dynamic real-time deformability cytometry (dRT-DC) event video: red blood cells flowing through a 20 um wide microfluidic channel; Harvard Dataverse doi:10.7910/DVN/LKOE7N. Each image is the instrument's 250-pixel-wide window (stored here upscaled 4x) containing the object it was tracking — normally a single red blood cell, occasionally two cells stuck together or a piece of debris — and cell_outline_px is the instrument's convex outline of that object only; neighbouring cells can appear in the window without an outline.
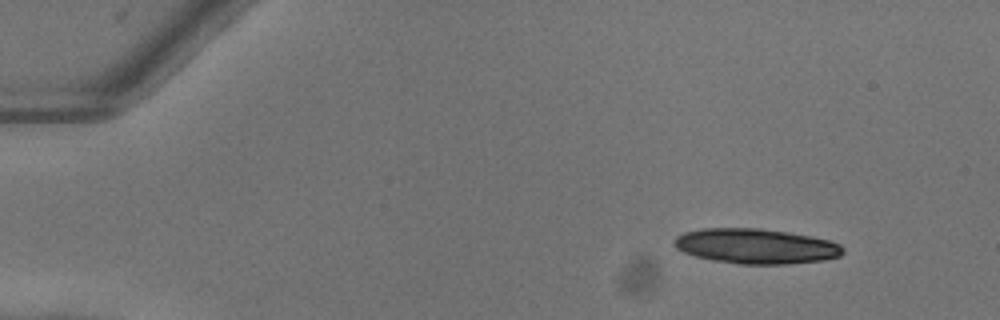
{"species": "common noctule bat (a hibernating species)", "species_latin": "Nyctalus noctula", "temperature_condition": "warm", "stored_images_in_passage": 32, "camera_frame_rate_fps": 3000, "um_per_image_px": 0.085, "animal": {"sex": "female"}, "frame": {"image": 1, "passage_image": 1, "time_ms": 0.0, "image_size_px": [1000, 320], "cell_outline_px": [[844, 252], [840, 256], [824, 260], [788, 264], [740, 264], [712, 260], [696, 256], [684, 252], [676, 248], [672, 244], [672, 240], [676, 236], [684, 232], [700, 228], [760, 228], [788, 232], [812, 236], [828, 240], [840, 244], [844, 248]], "centroid_in_image_um": [64.23, 20.92], "position_along_channel_um": 20.8, "area_um2": 34.74}}
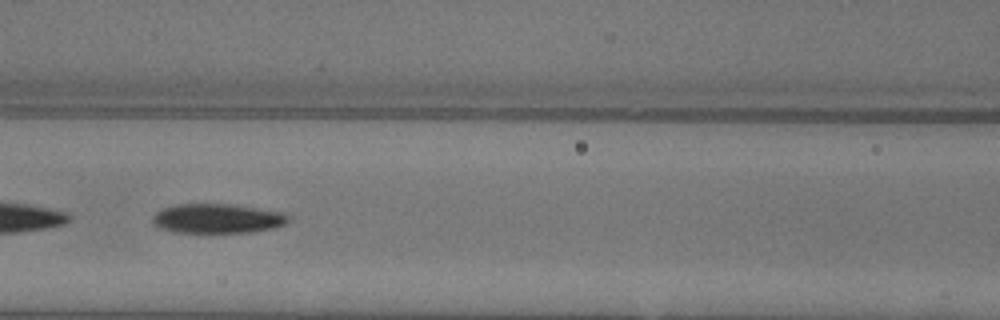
{"frame": {"image": 2, "passage_image": 19, "time_ms": 6.0, "image_size_px": [1000, 320], "cell_outline_px": [[292, 216], [288, 224], [276, 228], [248, 232], [172, 232], [156, 228], [152, 224], [152, 216], [160, 208], [176, 204], [236, 204], [280, 212]], "centroid_in_image_um": [18.46, 18.57], "position_along_channel_um": 148.1, "area_um2": 23.81}}